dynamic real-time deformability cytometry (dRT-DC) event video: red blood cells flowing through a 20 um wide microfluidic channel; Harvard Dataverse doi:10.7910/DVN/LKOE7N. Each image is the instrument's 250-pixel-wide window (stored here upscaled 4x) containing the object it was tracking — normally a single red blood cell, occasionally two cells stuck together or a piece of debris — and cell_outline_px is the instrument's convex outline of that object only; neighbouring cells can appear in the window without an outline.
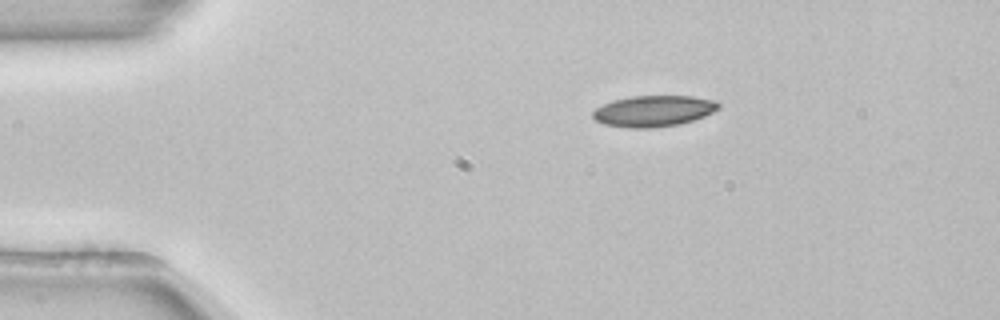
{"species": "common noctule bat (a hibernating species)", "species_latin": "Nyctalus noctula", "temperature_condition": "room temperature", "stored_images_in_passage": 44, "camera_frame_rate_fps": 3000, "um_per_image_px": 0.085, "animal": {"sex": "female", "body_mass_g": 22.7, "forearm_length_mm": 54.2}, "frame": {"image": 1, "passage_image": 1, "time_ms": 0.0, "image_size_px": [1000, 320], "cell_outline_px": [[720, 108], [704, 116], [680, 124], [652, 128], [628, 128], [604, 124], [596, 120], [592, 116], [592, 112], [596, 108], [604, 104], [616, 100], [632, 96], [692, 96], [716, 100], [720, 104]], "centroid_in_image_um": [55.57, 9.44], "position_along_channel_um": 29.4, "area_um2": 22.72}}
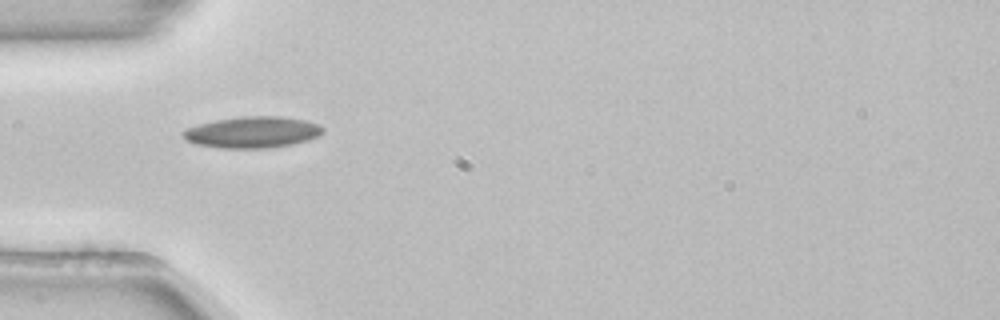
{"frame": {"image": 2, "passage_image": 8, "time_ms": 2.333, "image_size_px": [1000, 320], "cell_outline_px": [[324, 132], [320, 136], [308, 140], [292, 144], [268, 148], [220, 148], [196, 144], [184, 140], [180, 132], [188, 128], [200, 124], [216, 120], [244, 116], [280, 116], [304, 120], [320, 124], [324, 128]], "centroid_in_image_um": [21.47, 11.24], "position_along_channel_um": 63.5, "area_um2": 25.66}}
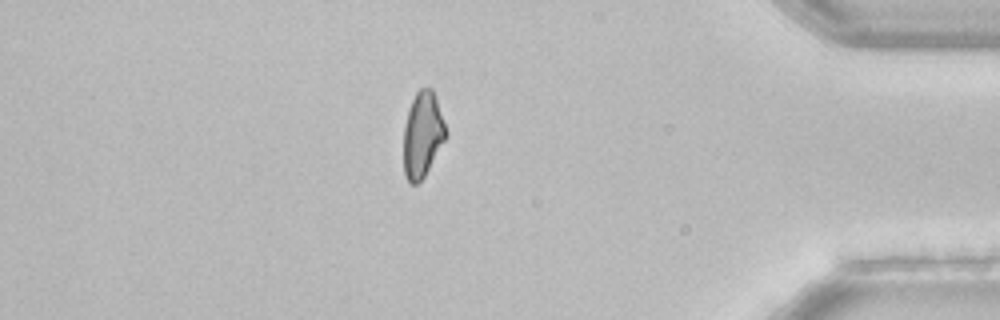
{"frame": {"image": 3, "passage_image": 37, "time_ms": 12.0, "image_size_px": [1000, 320], "cell_outline_px": [[448, 136], [424, 176], [416, 184], [412, 184], [404, 176], [404, 124], [408, 108], [416, 92], [420, 88], [432, 88], [448, 132]], "centroid_in_image_um": [35.92, 11.43], "position_along_channel_um": 399.3, "area_um2": 21.1}}